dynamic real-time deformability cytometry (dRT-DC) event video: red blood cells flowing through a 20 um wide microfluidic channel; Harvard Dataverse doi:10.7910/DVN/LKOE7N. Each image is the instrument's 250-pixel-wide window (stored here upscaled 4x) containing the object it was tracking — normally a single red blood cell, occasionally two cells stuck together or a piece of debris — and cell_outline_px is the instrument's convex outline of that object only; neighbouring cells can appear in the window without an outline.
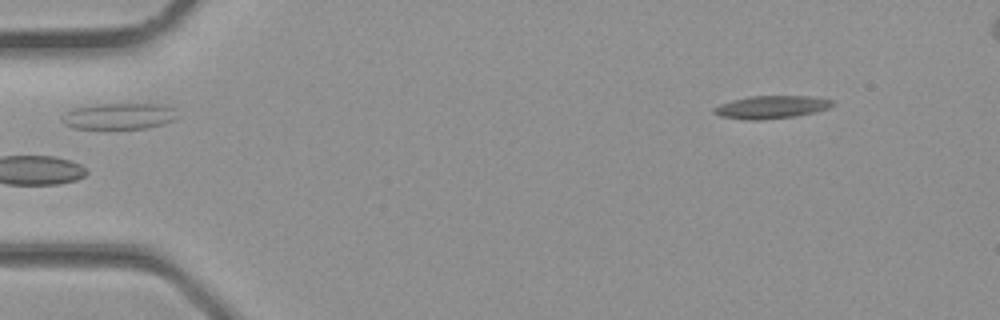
{"species": "common noctule bat (a hibernating species)", "species_latin": "Nyctalus noctula", "temperature_condition": "room temperature", "stored_images_in_passage": 25, "camera_frame_rate_fps": 3000, "um_per_image_px": 0.085, "animal": {"sex": "male", "body_mass_g": 23.1, "forearm_length_mm": 52.7}, "frame": {"image": 1, "passage_image": 1, "time_ms": 0.0, "image_size_px": [1000, 320], "cell_outline_px": [[172, 120], [164, 124], [144, 128], [112, 132], [72, 128], [64, 124], [60, 120], [64, 112], [72, 108], [96, 104], [168, 104], [172, 108]], "centroid_in_image_um": [9.97, 9.93], "position_along_channel_um": 75.0, "area_um2": 18.44}}